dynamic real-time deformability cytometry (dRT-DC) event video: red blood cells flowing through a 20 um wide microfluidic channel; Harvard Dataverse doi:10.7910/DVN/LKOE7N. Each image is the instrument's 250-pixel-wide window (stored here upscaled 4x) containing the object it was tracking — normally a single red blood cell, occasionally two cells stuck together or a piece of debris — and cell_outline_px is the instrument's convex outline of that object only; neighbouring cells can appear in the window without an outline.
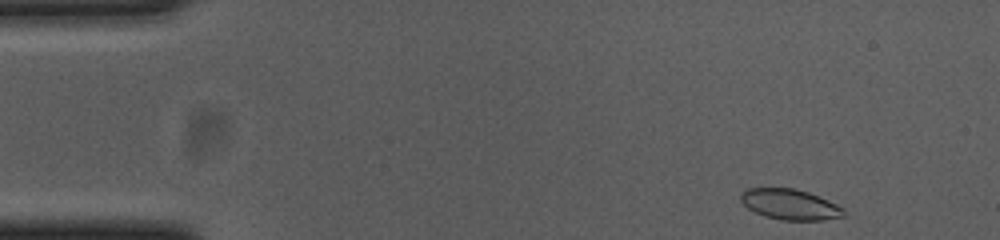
{"species": "common noctule bat (a hibernating species)", "species_latin": "Nyctalus noctula", "temperature_condition": "cold", "stored_images_in_passage": 50, "camera_frame_rate_fps": 3000, "um_per_image_px": 0.085, "animal": {"sex": "female", "body_mass_g": 23.0, "forearm_length_mm": 53.4}, "frame": {"image": 1, "passage_image": 1, "time_ms": 0.0, "image_size_px": [1000, 240], "cell_outline_px": [[844, 216], [824, 220], [784, 220], [764, 216], [748, 208], [740, 200], [740, 192], [748, 188], [796, 188], [808, 192], [836, 204], [844, 208]], "centroid_in_image_um": [67.13, 17.37], "position_along_channel_um": 17.9, "area_um2": 18.26}}
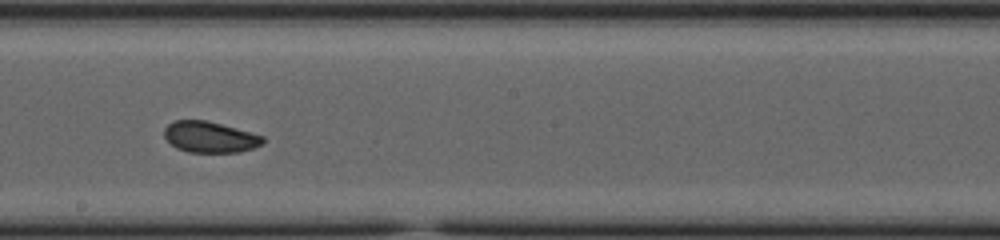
{"frame": {"image": 2, "passage_image": 26, "time_ms": 8.333, "image_size_px": [1000, 240], "cell_outline_px": [[264, 144], [240, 152], [188, 152], [176, 148], [164, 136], [164, 128], [168, 124], [176, 120], [204, 120], [220, 124], [264, 136]], "centroid_in_image_um": [17.84, 11.65], "position_along_channel_um": 230.4, "area_um2": 17.69}}
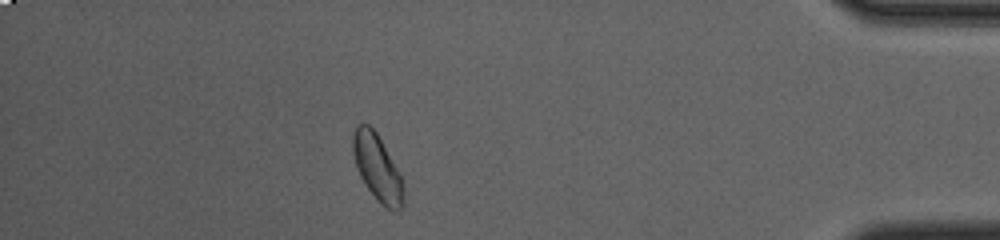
{"frame": {"image": 3, "passage_image": 44, "time_ms": 14.333, "image_size_px": [1000, 240], "cell_outline_px": [[404, 204], [396, 212], [388, 208], [376, 200], [364, 184], [360, 176], [352, 152], [352, 136], [356, 124], [368, 124], [376, 132], [400, 176], [404, 192]], "centroid_in_image_um": [32.04, 14.27], "position_along_channel_um": 403.2, "area_um2": 19.25}, "authors_computed_cell_mechanics": {"area_um2": 18.6405, "velocity_mm_per_s": 3.6762, "shape_relaxation_time_tau1_ms": 3.1553, "shape_relaxation_time_tau2_ms": 2.4114, "deformation_change_tau1": 0.0751, "deformation_change_tau2": 0.0594}}